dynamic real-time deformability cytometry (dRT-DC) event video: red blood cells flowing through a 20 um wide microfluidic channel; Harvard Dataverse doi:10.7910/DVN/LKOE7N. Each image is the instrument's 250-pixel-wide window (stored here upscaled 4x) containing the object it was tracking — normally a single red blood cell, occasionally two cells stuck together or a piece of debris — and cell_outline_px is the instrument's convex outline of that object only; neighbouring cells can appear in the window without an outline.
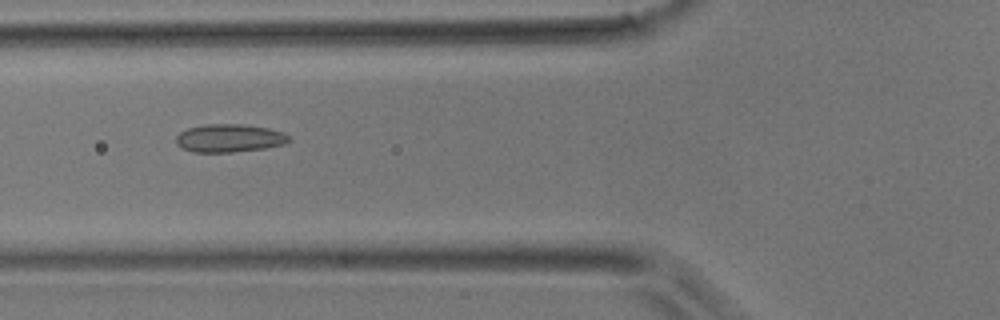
{"species": "common noctule bat (a hibernating species)", "species_latin": "Nyctalus noctula", "temperature_condition": "room temperature", "stored_images_in_passage": 13, "camera_frame_rate_fps": 3000, "um_per_image_px": 0.085, "animal": {"sex": "male", "body_mass_g": 17.9}, "frame": {"image": 1, "passage_image": 10, "time_ms": 3.0, "image_size_px": [1000, 320], "cell_outline_px": [[292, 140], [284, 144], [264, 148], [232, 152], [192, 152], [180, 148], [176, 144], [176, 136], [180, 132], [188, 128], [204, 124], [244, 124], [268, 128], [284, 132]], "centroid_in_image_um": [19.47, 11.74], "position_along_channel_um": 106.3, "area_um2": 18.61}}